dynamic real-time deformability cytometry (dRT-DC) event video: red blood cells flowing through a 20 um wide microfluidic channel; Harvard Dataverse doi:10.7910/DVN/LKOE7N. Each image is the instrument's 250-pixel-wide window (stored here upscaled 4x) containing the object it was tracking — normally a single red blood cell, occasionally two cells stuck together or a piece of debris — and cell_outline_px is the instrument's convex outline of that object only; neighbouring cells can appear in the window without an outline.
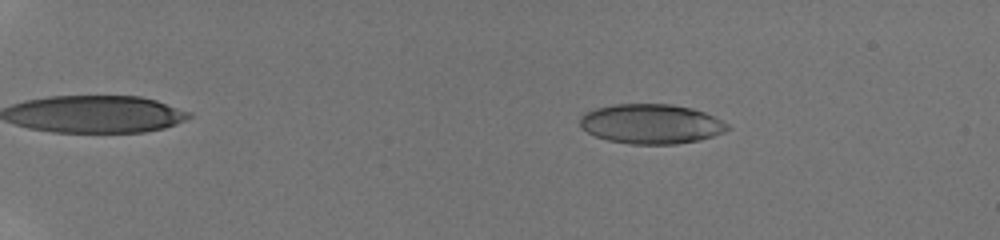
{"species": "human", "species_latin": "Homo sapiens", "temperature_condition": "room temperature", "stored_images_in_passage": 35, "camera_frame_rate_fps": 3000, "um_per_image_px": 0.085, "donor": {"sex": "male"}, "frame": {"image": 1, "passage_image": 7, "time_ms": 3.333, "image_size_px": [1000, 240], "cell_outline_px": [[732, 128], [724, 132], [700, 140], [676, 144], [632, 144], [608, 140], [596, 136], [580, 128], [580, 116], [584, 112], [596, 108], [612, 104], [672, 104], [692, 108], [704, 112], [728, 124]], "centroid_in_image_um": [55.33, 10.53], "position_along_channel_um": 29.7, "area_um2": 34.22}}
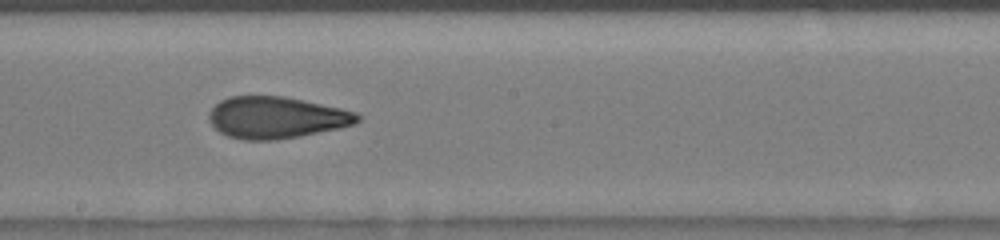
{"frame": {"image": 2, "passage_image": 20, "time_ms": 11.0, "image_size_px": [1000, 240], "cell_outline_px": [[364, 116], [356, 124], [340, 128], [300, 136], [276, 140], [244, 140], [228, 136], [220, 132], [208, 120], [208, 112], [220, 100], [228, 96], [284, 96], [340, 108], [356, 112]], "centroid_in_image_um": [23.5, 9.99], "position_along_channel_um": 224.7, "area_um2": 36.3}}
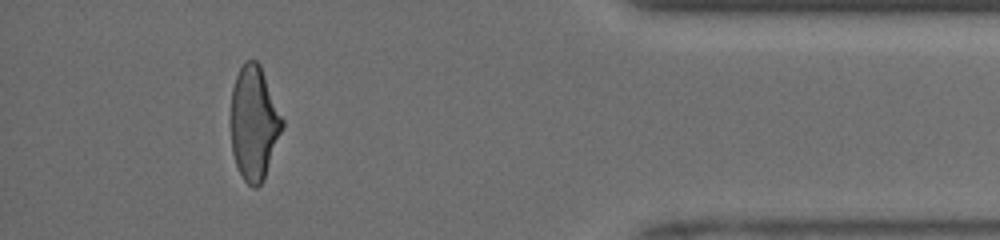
{"frame": {"image": 3, "passage_image": 33, "time_ms": 16.333, "image_size_px": [1000, 240], "cell_outline_px": [[284, 124], [264, 180], [256, 188], [252, 188], [244, 180], [236, 164], [232, 152], [232, 88], [236, 76], [244, 60], [256, 60], [260, 64], [284, 120]], "centroid_in_image_um": [21.61, 10.45], "position_along_channel_um": 413.6, "area_um2": 33.93}, "authors_computed_cell_mechanics": {"area_um2": 35.3736, "velocity_mm_per_s": 4.1501, "shape_relaxation_time_tau1_ms": null, "shape_relaxation_time_tau2_ms": 1.2201, "deformation_change_tau1": null, "deformation_change_tau2": 0.0834}}